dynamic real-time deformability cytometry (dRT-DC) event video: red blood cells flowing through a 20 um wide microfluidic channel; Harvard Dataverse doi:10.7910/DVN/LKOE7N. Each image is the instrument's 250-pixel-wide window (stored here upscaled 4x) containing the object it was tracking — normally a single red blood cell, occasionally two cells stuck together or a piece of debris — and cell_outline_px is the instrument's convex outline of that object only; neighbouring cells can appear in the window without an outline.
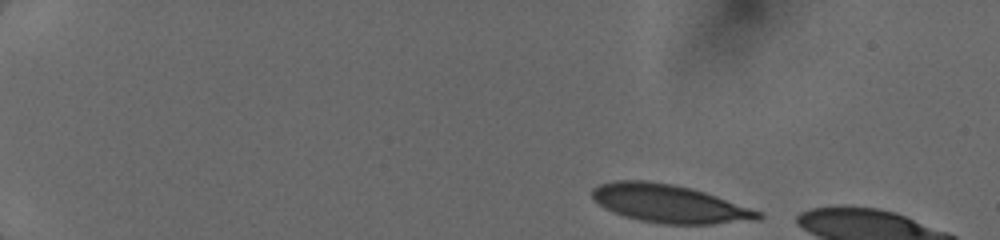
{"species": "human", "species_latin": "Homo sapiens", "temperature_condition": "cold", "stored_images_in_passage": 6, "camera_frame_rate_fps": 3000, "um_per_image_px": 0.085, "donor": {"sex": "female"}, "frame": {"image": 1, "passage_image": 1, "time_ms": 0.0, "image_size_px": [1000, 240], "cell_outline_px": [[764, 220], [712, 224], [664, 224], [640, 220], [624, 216], [604, 208], [592, 196], [592, 188], [600, 184], [616, 180], [644, 180], [672, 184], [692, 188], [764, 212]], "centroid_in_image_um": [56.96, 17.32], "position_along_channel_um": 28.0, "area_um2": 36.99}}